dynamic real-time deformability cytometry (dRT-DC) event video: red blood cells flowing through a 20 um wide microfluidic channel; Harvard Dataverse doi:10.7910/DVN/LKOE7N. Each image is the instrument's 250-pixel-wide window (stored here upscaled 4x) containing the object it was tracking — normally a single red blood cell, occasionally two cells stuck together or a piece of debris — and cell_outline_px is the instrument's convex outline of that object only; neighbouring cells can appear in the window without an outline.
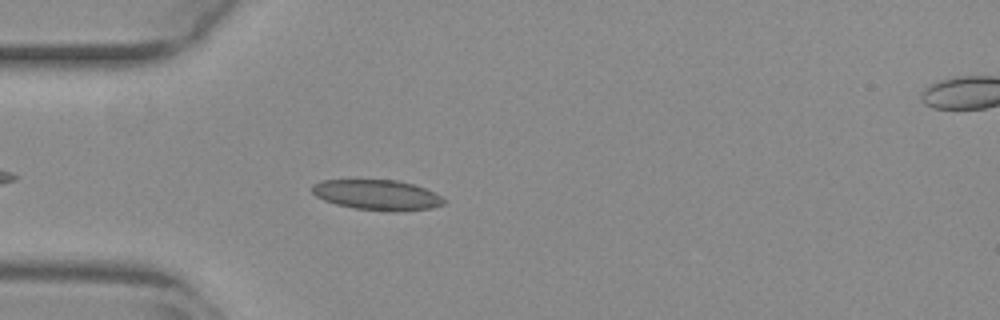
{"species": "common noctule bat (a hibernating species)", "species_latin": "Nyctalus noctula", "temperature_condition": "warm", "stored_images_in_passage": 41, "camera_frame_rate_fps": 3000, "um_per_image_px": 0.085, "animal": {"sex": "female", "body_mass_g": 29.2, "forearm_length_mm": 56.3}, "frame": {"image": 1, "passage_image": 5, "time_ms": 1.333, "image_size_px": [1000, 320], "cell_outline_px": [[444, 204], [432, 208], [400, 212], [392, 212], [356, 208], [336, 204], [324, 200], [316, 196], [312, 192], [312, 184], [320, 180], [396, 180], [412, 184], [424, 188], [440, 196], [444, 200]], "centroid_in_image_um": [32.04, 16.57], "position_along_channel_um": 53.0, "area_um2": 23.18}}
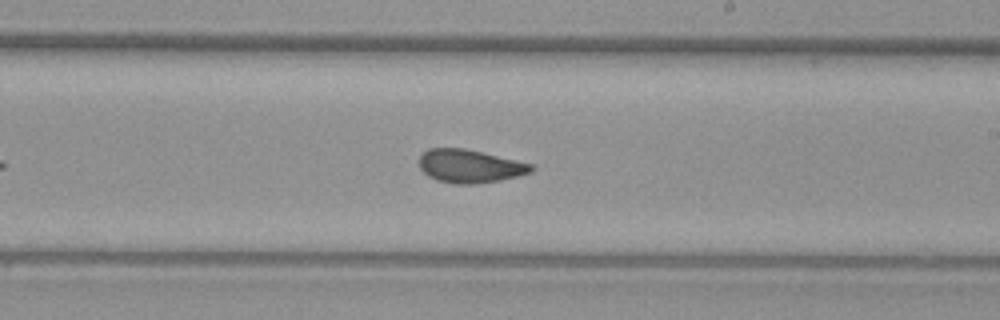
{"frame": {"image": 2, "passage_image": 21, "time_ms": 6.667, "image_size_px": [1000, 320], "cell_outline_px": [[536, 168], [532, 172], [500, 180], [476, 184], [456, 184], [436, 180], [428, 176], [420, 168], [420, 156], [428, 148], [464, 148], [516, 160], [532, 164]], "centroid_in_image_um": [39.94, 14.13], "position_along_channel_um": 249.1, "area_um2": 21.62}}
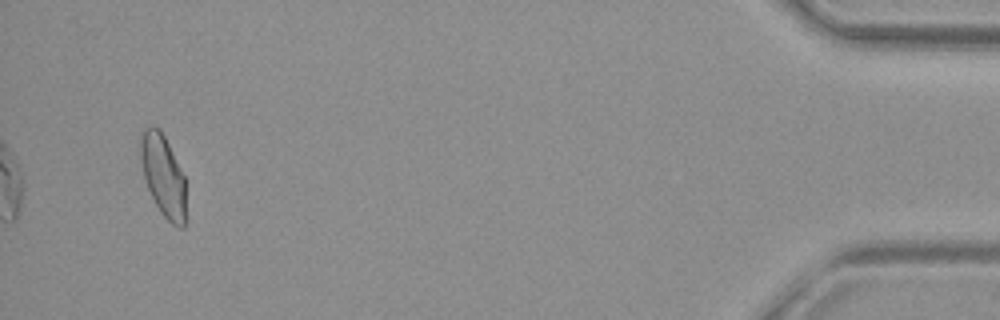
{"frame": {"image": 3, "passage_image": 41, "time_ms": 13.333, "image_size_px": [1000, 320], "cell_outline_px": [[184, 228], [180, 228], [172, 224], [160, 212], [148, 188], [144, 176], [140, 160], [140, 136], [144, 128], [152, 124], [160, 128], [184, 176]], "centroid_in_image_um": [13.83, 14.87], "position_along_channel_um": 421.4, "area_um2": 21.27}, "authors_computed_cell_mechanics": {"area_um2": 21.7906, "velocity_mm_per_s": 3.8328, "shape_relaxation_time_tau1_ms": null, "shape_relaxation_time_tau2_ms": 1.5841, "deformation_change_tau1": null, "deformation_change_tau2": 0.0674}}